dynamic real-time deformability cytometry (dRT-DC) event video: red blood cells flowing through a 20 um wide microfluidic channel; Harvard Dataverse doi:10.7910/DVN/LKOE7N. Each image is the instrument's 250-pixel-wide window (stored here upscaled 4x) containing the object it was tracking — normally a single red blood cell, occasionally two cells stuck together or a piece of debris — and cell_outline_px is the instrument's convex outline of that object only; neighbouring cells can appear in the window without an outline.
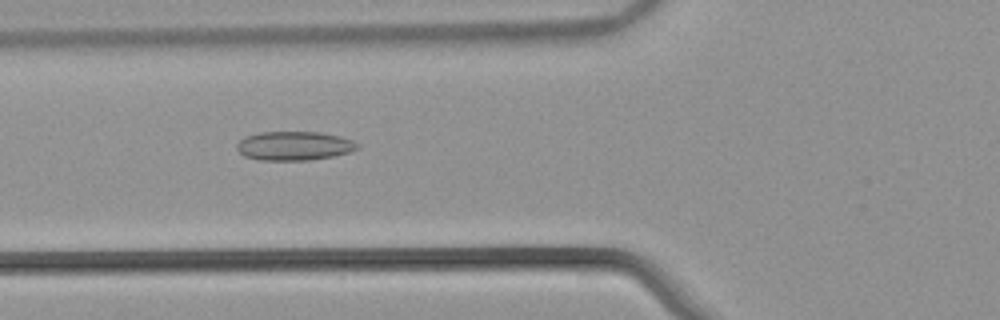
{"species": "common noctule bat (a hibernating species)", "species_latin": "Nyctalus noctula", "temperature_condition": "warm", "stored_images_in_passage": 54, "camera_frame_rate_fps": 3000, "um_per_image_px": 0.085, "animal": {"sex": "male", "body_mass_g": 21.5, "forearm_length_mm": 52.0}, "frame": {"image": 1, "passage_image": 21, "time_ms": 6.667, "image_size_px": [1000, 320], "cell_outline_px": [[360, 148], [348, 152], [332, 156], [312, 160], [260, 160], [244, 156], [236, 148], [236, 144], [244, 136], [260, 132], [320, 132], [340, 136], [352, 140], [360, 144]], "centroid_in_image_um": [25.0, 12.39], "position_along_channel_um": 100.8, "area_um2": 20.46}}
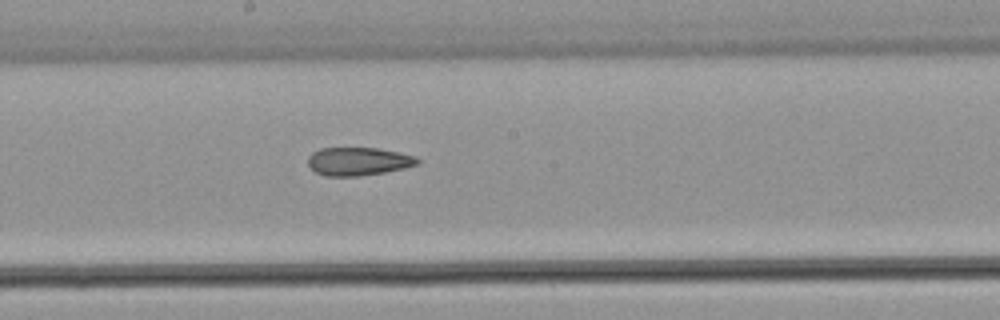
{"frame": {"image": 2, "passage_image": 30, "time_ms": 9.667, "image_size_px": [1000, 320], "cell_outline_px": [[420, 164], [404, 168], [384, 172], [360, 176], [324, 176], [316, 172], [308, 164], [308, 156], [312, 152], [320, 148], [376, 148], [400, 152], [416, 156], [420, 160]], "centroid_in_image_um": [30.47, 13.71], "position_along_channel_um": 217.7, "area_um2": 18.09}}
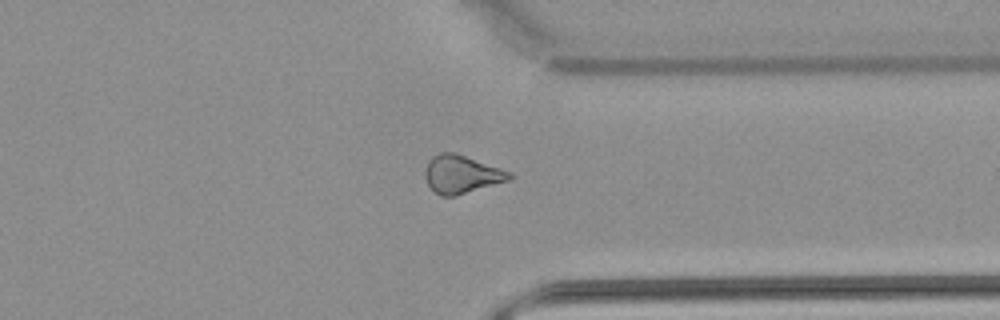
{"frame": {"image": 3, "passage_image": 42, "time_ms": 13.667, "image_size_px": [1000, 320], "cell_outline_px": [[512, 176], [508, 180], [456, 196], [440, 196], [432, 192], [424, 176], [424, 172], [428, 160], [432, 156], [440, 152], [456, 152], [512, 172]], "centroid_in_image_um": [39.18, 14.81], "position_along_channel_um": 372.2, "area_um2": 18.9}, "authors_computed_cell_mechanics": {"area_um2": 20.2589, "velocity_mm_per_s": 3.8922, "shape_relaxation_time_tau1_ms": null, "shape_relaxation_time_tau2_ms": 7.0377, "deformation_change_tau1": null, "deformation_change_tau2": 0.1786}}